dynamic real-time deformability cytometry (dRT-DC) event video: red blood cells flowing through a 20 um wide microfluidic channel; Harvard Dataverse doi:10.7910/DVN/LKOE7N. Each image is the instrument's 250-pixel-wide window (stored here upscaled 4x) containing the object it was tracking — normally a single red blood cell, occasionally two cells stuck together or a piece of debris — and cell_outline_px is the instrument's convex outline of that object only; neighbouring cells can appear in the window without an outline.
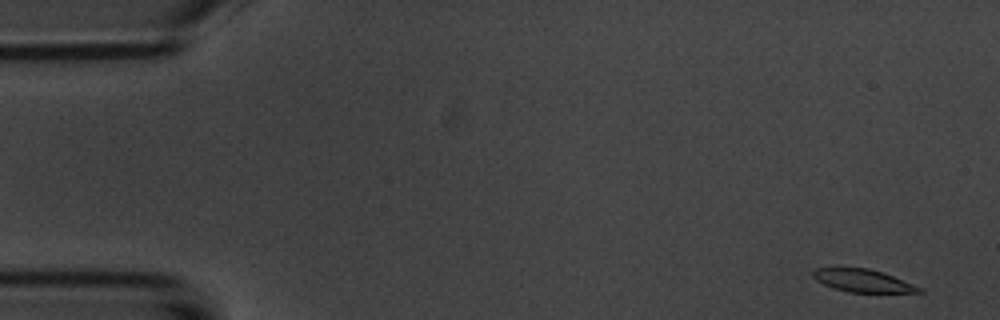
{"species": "common noctule bat (a hibernating species)", "species_latin": "Nyctalus noctula", "temperature_condition": "room temperature", "stored_images_in_passage": 5, "camera_frame_rate_fps": 3000, "um_per_image_px": 0.085, "animal": {"sex": "male", "body_mass_g": 20.1, "forearm_length_mm": 53.5}, "frame": {"image": 1, "passage_image": 1, "time_ms": 0.0, "image_size_px": [1000, 320], "cell_outline_px": [[924, 292], [848, 292], [832, 288], [816, 280], [812, 276], [812, 268], [836, 264], [868, 268], [892, 276], [924, 288]], "centroid_in_image_um": [73.2, 23.79], "position_along_channel_um": 11.8, "area_um2": 14.74}}
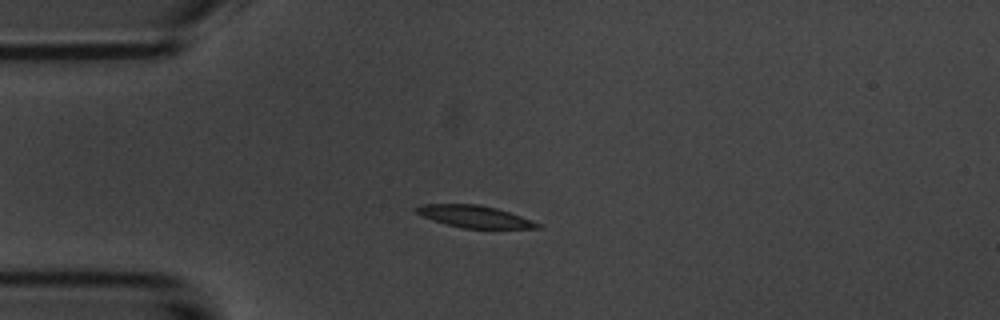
{"frame": {"image": 2, "passage_image": 4, "time_ms": 3.667, "image_size_px": [1000, 320], "cell_outline_px": [[544, 228], [464, 228], [448, 224], [424, 216], [416, 212], [412, 208], [424, 204], [480, 204], [496, 208], [532, 220], [540, 224]], "centroid_in_image_um": [40.36, 18.39], "position_along_channel_um": 44.6, "area_um2": 15.26}}